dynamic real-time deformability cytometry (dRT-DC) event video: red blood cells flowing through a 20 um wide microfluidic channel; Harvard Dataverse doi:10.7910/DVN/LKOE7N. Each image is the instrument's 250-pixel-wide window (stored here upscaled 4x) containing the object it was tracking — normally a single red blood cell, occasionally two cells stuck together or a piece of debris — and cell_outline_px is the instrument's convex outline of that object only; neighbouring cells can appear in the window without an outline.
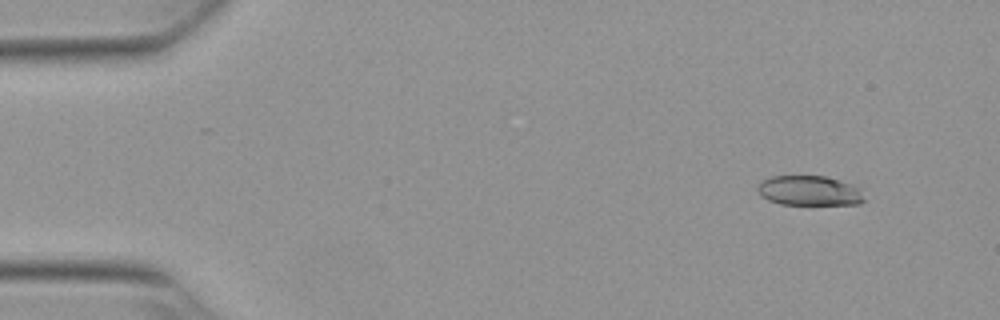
{"species": "Egyptian fruit bat (a non-hibernating species)", "species_latin": "Rousettus aegyptiacus", "temperature_condition": "warm", "stored_images_in_passage": 54, "camera_frame_rate_fps": 3000, "um_per_image_px": 0.085, "animal": {"sex": "female"}, "frame": {"image": 1, "passage_image": 5, "time_ms": 1.333, "image_size_px": [1000, 320], "cell_outline_px": [[864, 200], [860, 204], [780, 204], [768, 200], [760, 196], [756, 188], [764, 180], [772, 176], [824, 176], [852, 184], [860, 188]], "centroid_in_image_um": [68.78, 16.21], "position_along_channel_um": 16.2, "area_um2": 18.44}}
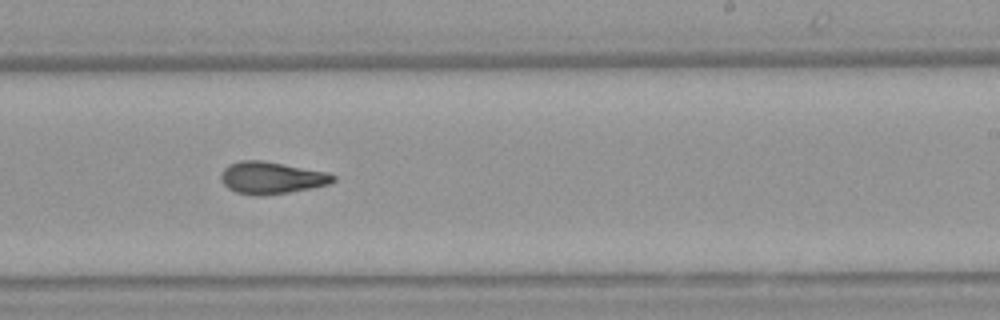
{"frame": {"image": 2, "passage_image": 33, "time_ms": 10.667, "image_size_px": [1000, 320], "cell_outline_px": [[336, 180], [328, 184], [312, 188], [288, 192], [260, 196], [256, 196], [236, 192], [228, 188], [220, 180], [220, 176], [224, 168], [228, 164], [240, 160], [260, 160], [328, 172], [336, 176]], "centroid_in_image_um": [23.06, 15.11], "position_along_channel_um": 265.9, "area_um2": 20.98}}
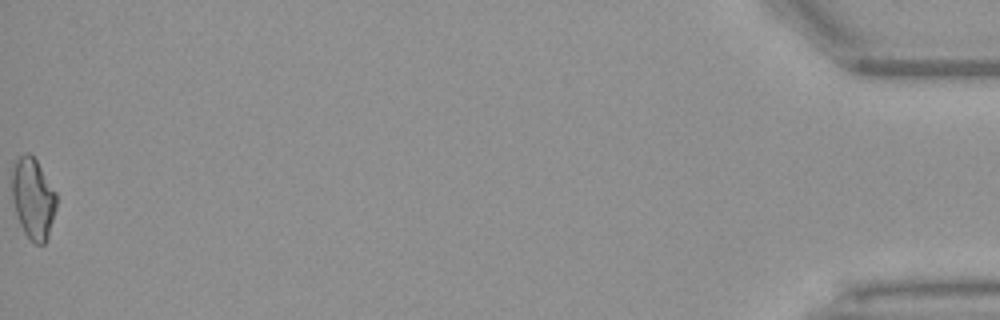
{"frame": {"image": 3, "passage_image": 54, "time_ms": 17.667, "image_size_px": [1000, 320], "cell_outline_px": [[56, 208], [48, 236], [44, 244], [36, 244], [24, 232], [20, 224], [16, 212], [12, 196], [12, 168], [16, 160], [24, 152], [28, 152], [36, 160], [56, 192]], "centroid_in_image_um": [2.81, 16.85], "position_along_channel_um": 432.4, "area_um2": 20.69}, "authors_computed_cell_mechanics": {"area_um2": 20.6057, "velocity_mm_per_s": 3.8313, "shape_relaxation_time_tau1_ms": null, "shape_relaxation_time_tau2_ms": 2.837, "deformation_change_tau1": null, "deformation_change_tau2": 0.1136}}